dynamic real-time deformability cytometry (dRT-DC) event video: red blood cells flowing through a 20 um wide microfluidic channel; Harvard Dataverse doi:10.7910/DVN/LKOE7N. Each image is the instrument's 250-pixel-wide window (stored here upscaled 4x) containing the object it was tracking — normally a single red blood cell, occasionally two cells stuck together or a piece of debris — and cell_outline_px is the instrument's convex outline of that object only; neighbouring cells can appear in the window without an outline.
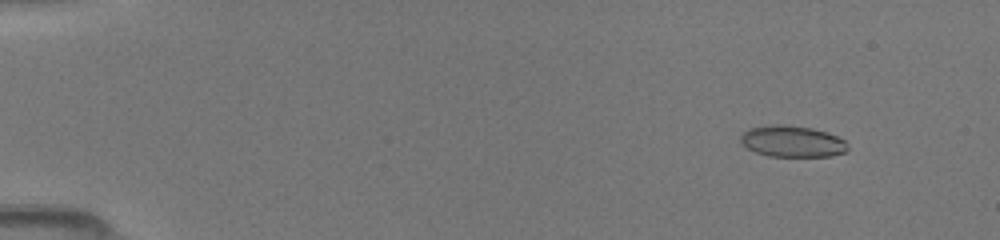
{"species": "common noctule bat (a hibernating species)", "species_latin": "Nyctalus noctula", "temperature_condition": "room temperature", "stored_images_in_passage": 15, "camera_frame_rate_fps": 3000, "um_per_image_px": 0.085, "animal": {"sex": "female", "body_mass_g": 19.5, "forearm_length_mm": 54.1}, "frame": {"image": 1, "passage_image": 4, "time_ms": 1.667, "image_size_px": [1000, 240], "cell_outline_px": [[848, 148], [844, 152], [832, 156], [768, 156], [756, 152], [748, 148], [740, 140], [740, 132], [748, 128], [768, 124], [784, 124], [812, 128], [828, 132], [844, 140], [848, 144]], "centroid_in_image_um": [67.31, 12.0], "position_along_channel_um": 17.7, "area_um2": 19.77}}
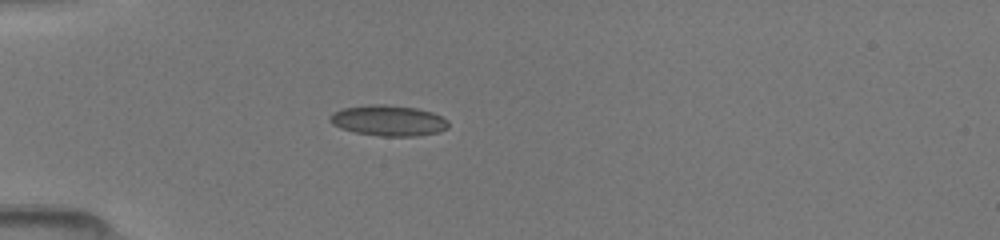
{"frame": {"image": 2, "passage_image": 14, "time_ms": 5.0, "image_size_px": [1000, 240], "cell_outline_px": [[448, 128], [440, 132], [416, 136], [380, 136], [356, 132], [340, 128], [332, 124], [328, 120], [328, 116], [332, 112], [344, 108], [368, 104], [384, 104], [416, 108], [432, 112], [448, 120]], "centroid_in_image_um": [33.0, 10.24], "position_along_channel_um": 52.0, "area_um2": 21.33}}